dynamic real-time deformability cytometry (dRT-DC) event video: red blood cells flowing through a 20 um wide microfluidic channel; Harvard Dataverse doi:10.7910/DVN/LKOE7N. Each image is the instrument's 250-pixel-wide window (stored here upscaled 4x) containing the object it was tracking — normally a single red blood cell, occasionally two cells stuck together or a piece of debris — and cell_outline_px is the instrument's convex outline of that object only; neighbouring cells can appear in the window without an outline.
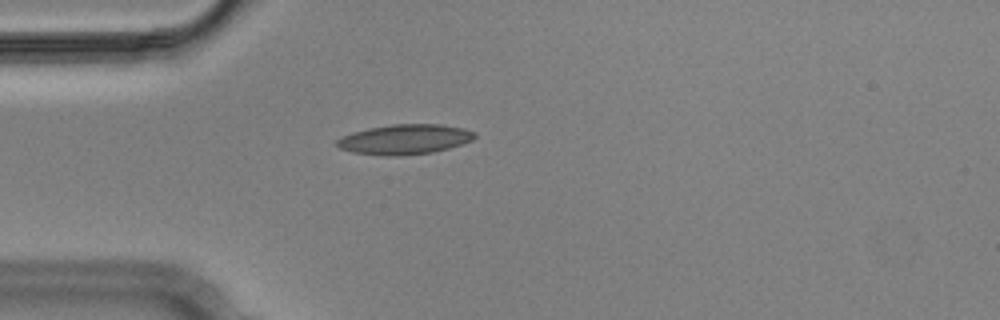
{"species": "Egyptian fruit bat (a non-hibernating species)", "species_latin": "Rousettus aegyptiacus", "temperature_condition": "cold", "stored_images_in_passage": 1, "camera_frame_rate_fps": 3000, "um_per_image_px": 0.085, "animal": {"sex": "male"}, "frame": {"image": 1, "passage_image": 1, "time_ms": 0.0, "image_size_px": [1000, 320], "cell_outline_px": [[476, 136], [472, 140], [448, 148], [432, 152], [396, 156], [384, 156], [352, 152], [340, 148], [336, 144], [336, 140], [340, 136], [352, 132], [368, 128], [392, 124], [440, 124], [464, 128], [476, 132]], "centroid_in_image_um": [34.37, 11.84], "position_along_channel_um": 50.6, "area_um2": 24.1}}